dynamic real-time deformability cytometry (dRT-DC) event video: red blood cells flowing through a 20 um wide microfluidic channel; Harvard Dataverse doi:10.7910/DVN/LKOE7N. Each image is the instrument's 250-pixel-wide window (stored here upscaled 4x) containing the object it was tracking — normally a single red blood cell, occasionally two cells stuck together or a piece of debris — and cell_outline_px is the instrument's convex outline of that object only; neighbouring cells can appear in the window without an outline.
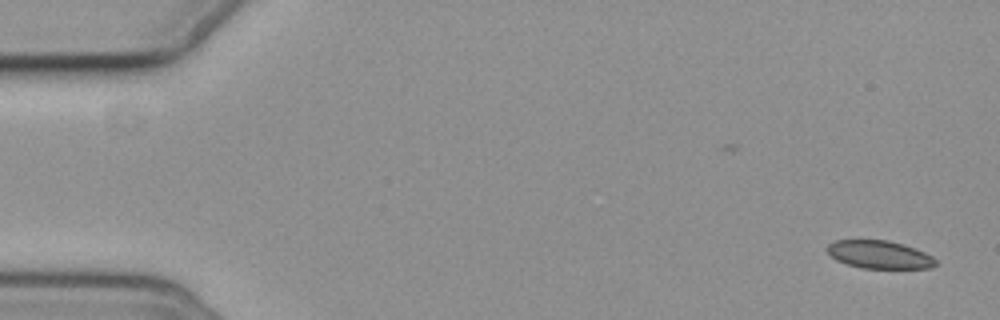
{"species": "common noctule bat (a hibernating species)", "species_latin": "Nyctalus noctula", "temperature_condition": "cold", "stored_images_in_passage": 2, "camera_frame_rate_fps": 3000, "um_per_image_px": 0.085, "animal": {"sex": "female", "body_mass_g": 19.3, "forearm_length_mm": 54.1}, "frame": {"image": 1, "passage_image": 2, "time_ms": 1.0, "image_size_px": [1000, 320], "cell_outline_px": [[936, 264], [932, 268], [860, 268], [836, 260], [828, 252], [828, 244], [836, 240], [888, 240], [904, 244], [916, 248], [932, 256], [936, 260]], "centroid_in_image_um": [74.77, 21.64], "position_along_channel_um": 10.2, "area_um2": 17.63}}